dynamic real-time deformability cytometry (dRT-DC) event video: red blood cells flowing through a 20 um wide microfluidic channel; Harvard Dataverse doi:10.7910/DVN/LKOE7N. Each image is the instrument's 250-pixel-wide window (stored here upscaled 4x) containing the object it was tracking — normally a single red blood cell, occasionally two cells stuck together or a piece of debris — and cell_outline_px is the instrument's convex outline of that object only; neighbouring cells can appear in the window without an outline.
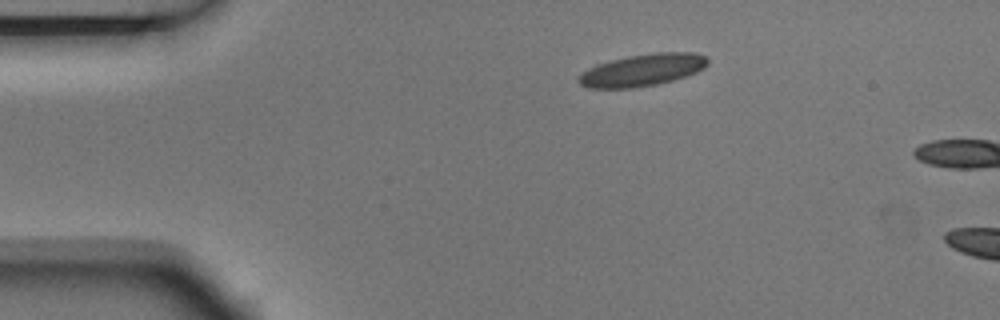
{"species": "Egyptian fruit bat (a non-hibernating species)", "species_latin": "Rousettus aegyptiacus", "temperature_condition": "room temperature", "stored_images_in_passage": 2, "camera_frame_rate_fps": 3000, "um_per_image_px": 0.085, "animal": {"sex": "male"}, "frame": {"image": 1, "passage_image": 1, "time_ms": 0.0, "image_size_px": [1000, 320], "cell_outline_px": [[708, 64], [704, 68], [688, 76], [656, 84], [632, 88], [588, 88], [580, 84], [576, 80], [588, 68], [596, 64], [628, 56], [656, 52], [696, 52], [704, 56], [708, 60]], "centroid_in_image_um": [54.62, 5.95], "position_along_channel_um": 30.4, "area_um2": 24.1}}